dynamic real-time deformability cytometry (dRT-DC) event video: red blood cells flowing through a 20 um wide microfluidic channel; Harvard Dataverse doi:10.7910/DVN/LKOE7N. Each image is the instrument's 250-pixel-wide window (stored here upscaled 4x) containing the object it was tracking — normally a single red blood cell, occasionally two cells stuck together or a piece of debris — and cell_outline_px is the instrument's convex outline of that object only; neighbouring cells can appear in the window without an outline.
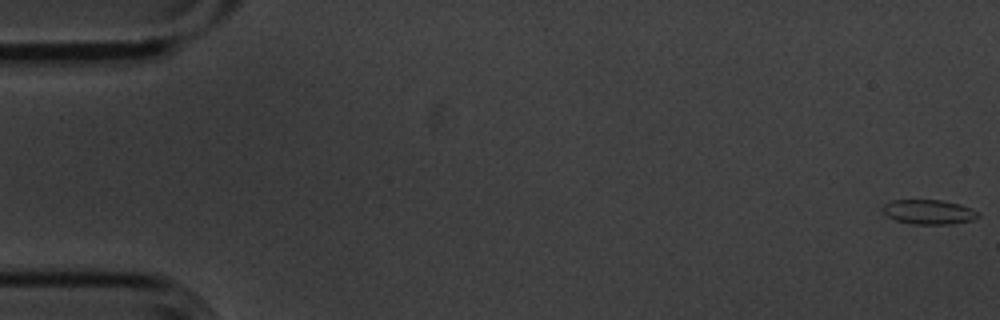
{"species": "common noctule bat (a hibernating species)", "species_latin": "Nyctalus noctula", "temperature_condition": "cold", "stored_images_in_passage": 9, "camera_frame_rate_fps": 3000, "um_per_image_px": 0.085, "animal": {"sex": "male", "body_mass_g": 20.1, "forearm_length_mm": 53.5}, "frame": {"image": 1, "passage_image": 1, "time_ms": 0.0, "image_size_px": [1000, 320], "cell_outline_px": [[980, 216], [972, 220], [952, 224], [912, 224], [896, 220], [888, 216], [880, 208], [884, 204], [892, 200], [940, 200], [960, 204], [972, 208], [980, 212]], "centroid_in_image_um": [78.97, 18.01], "position_along_channel_um": 6.0, "area_um2": 13.76}}